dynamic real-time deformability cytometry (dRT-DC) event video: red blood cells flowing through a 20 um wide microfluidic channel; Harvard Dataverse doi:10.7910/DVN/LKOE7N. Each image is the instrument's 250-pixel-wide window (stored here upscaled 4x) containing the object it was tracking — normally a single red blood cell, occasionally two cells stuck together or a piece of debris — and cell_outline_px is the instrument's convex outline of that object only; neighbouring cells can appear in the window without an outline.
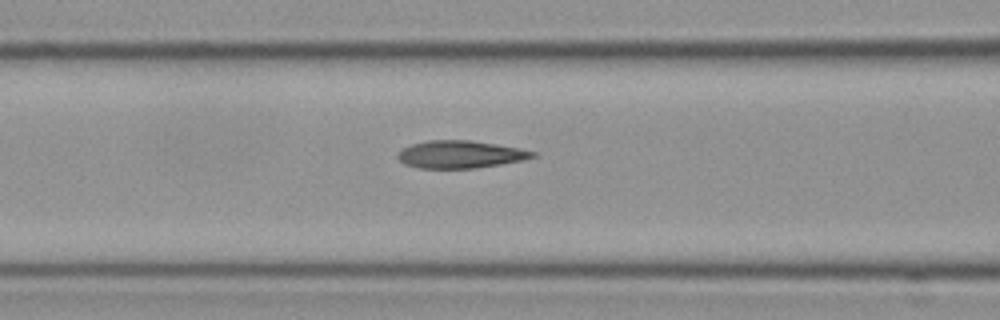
{"species": "Egyptian fruit bat (a non-hibernating species)", "species_latin": "Rousettus aegyptiacus", "temperature_condition": "cold", "stored_images_in_passage": 6, "camera_frame_rate_fps": 3000, "um_per_image_px": 0.085, "frame": {"image": 1, "passage_image": 6, "time_ms": 1.667, "image_size_px": [1000, 320], "cell_outline_px": [[536, 156], [520, 160], [500, 164], [472, 168], [420, 168], [404, 164], [396, 156], [396, 152], [412, 144], [428, 140], [472, 140], [520, 148], [536, 152]], "centroid_in_image_um": [39.09, 13.11], "position_along_channel_um": 127.5, "area_um2": 21.5}}